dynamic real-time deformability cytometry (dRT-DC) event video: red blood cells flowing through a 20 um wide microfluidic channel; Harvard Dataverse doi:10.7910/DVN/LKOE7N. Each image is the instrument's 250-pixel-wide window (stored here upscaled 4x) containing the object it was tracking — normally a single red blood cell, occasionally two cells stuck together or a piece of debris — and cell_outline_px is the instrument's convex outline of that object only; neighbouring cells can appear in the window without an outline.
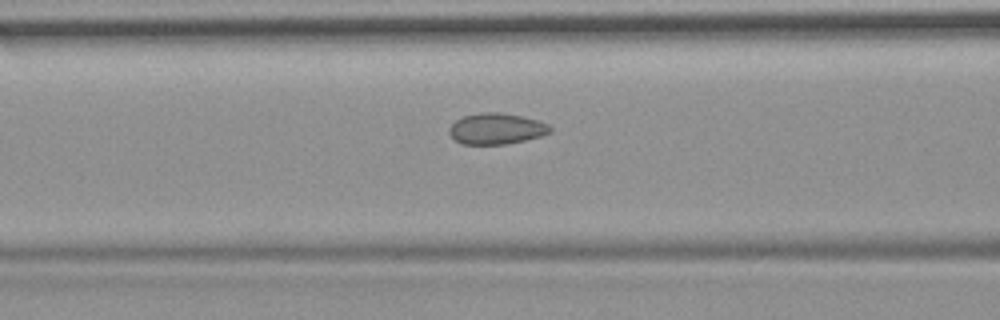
{"species": "common noctule bat (a hibernating species)", "species_latin": "Nyctalus noctula", "temperature_condition": "room temperature", "stored_images_in_passage": 40, "camera_frame_rate_fps": 3000, "um_per_image_px": 0.085, "animal": {"sex": "female", "body_mass_g": 19.9}, "frame": {"image": 1, "passage_image": 18, "time_ms": 5.667, "image_size_px": [1000, 320], "cell_outline_px": [[552, 132], [540, 136], [524, 140], [504, 144], [460, 144], [448, 132], [448, 128], [456, 120], [464, 116], [480, 112], [496, 112], [520, 116], [536, 120], [548, 124], [552, 128]], "centroid_in_image_um": [42.17, 10.94], "position_along_channel_um": 124.4, "area_um2": 18.09}}